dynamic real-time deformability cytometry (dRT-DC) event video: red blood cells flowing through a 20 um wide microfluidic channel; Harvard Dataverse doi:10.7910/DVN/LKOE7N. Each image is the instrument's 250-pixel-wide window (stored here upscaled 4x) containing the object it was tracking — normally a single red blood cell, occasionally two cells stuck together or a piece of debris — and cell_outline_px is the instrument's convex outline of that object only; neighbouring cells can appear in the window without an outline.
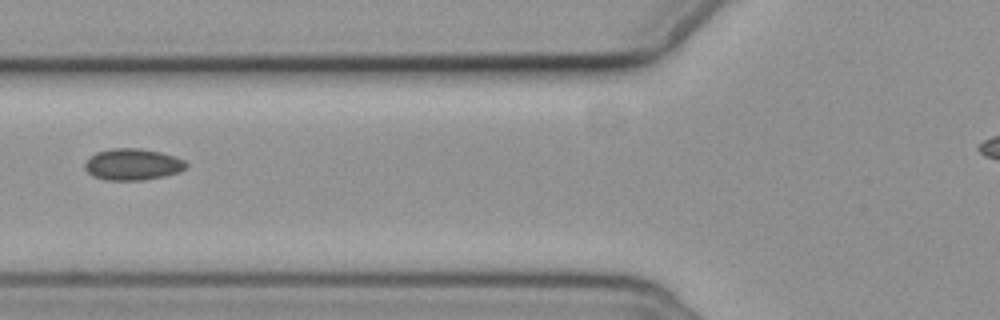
{"species": "common noctule bat (a hibernating species)", "species_latin": "Nyctalus noctula", "temperature_condition": "cold", "stored_images_in_passage": 2, "camera_frame_rate_fps": 3000, "um_per_image_px": 0.085, "animal": {"sex": "female", "body_mass_g": 19.3, "forearm_length_mm": 54.1}, "frame": {"image": 1, "passage_image": 2, "time_ms": 1.0, "image_size_px": [1000, 320], "cell_outline_px": [[188, 164], [180, 172], [164, 176], [144, 180], [104, 180], [92, 176], [84, 168], [84, 164], [96, 152], [112, 148], [140, 148], [160, 152], [184, 160]], "centroid_in_image_um": [11.26, 13.98], "position_along_channel_um": 114.5, "area_um2": 18.55}}